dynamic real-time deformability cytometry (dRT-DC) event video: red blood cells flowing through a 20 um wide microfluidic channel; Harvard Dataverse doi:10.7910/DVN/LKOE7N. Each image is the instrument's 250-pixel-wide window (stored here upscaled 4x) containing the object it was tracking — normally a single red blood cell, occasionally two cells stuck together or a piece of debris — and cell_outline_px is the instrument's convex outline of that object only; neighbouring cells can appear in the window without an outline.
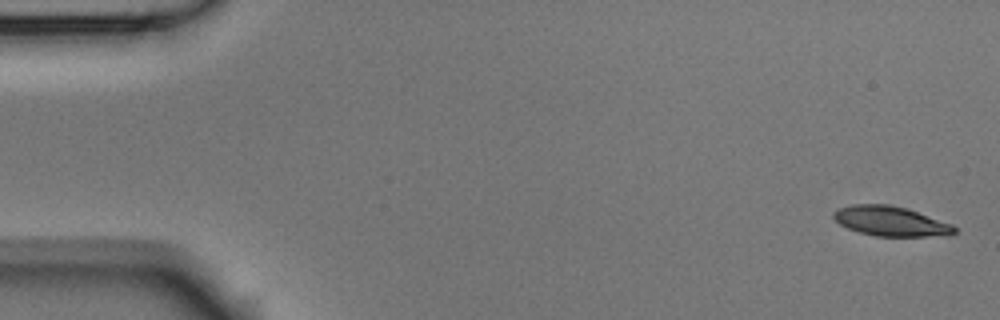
{"species": "Egyptian fruit bat (a non-hibernating species)", "species_latin": "Rousettus aegyptiacus", "temperature_condition": "room temperature", "stored_images_in_passage": 5, "camera_frame_rate_fps": 3000, "um_per_image_px": 0.085, "animal": {"sex": "male"}, "frame": {"image": 1, "passage_image": 1, "time_ms": 0.0, "image_size_px": [1000, 320], "cell_outline_px": [[956, 232], [952, 236], [876, 236], [860, 232], [848, 228], [840, 224], [832, 216], [832, 212], [840, 208], [852, 204], [888, 204], [904, 208], [952, 224], [956, 228]], "centroid_in_image_um": [75.72, 18.81], "position_along_channel_um": 9.3, "area_um2": 20.81}}